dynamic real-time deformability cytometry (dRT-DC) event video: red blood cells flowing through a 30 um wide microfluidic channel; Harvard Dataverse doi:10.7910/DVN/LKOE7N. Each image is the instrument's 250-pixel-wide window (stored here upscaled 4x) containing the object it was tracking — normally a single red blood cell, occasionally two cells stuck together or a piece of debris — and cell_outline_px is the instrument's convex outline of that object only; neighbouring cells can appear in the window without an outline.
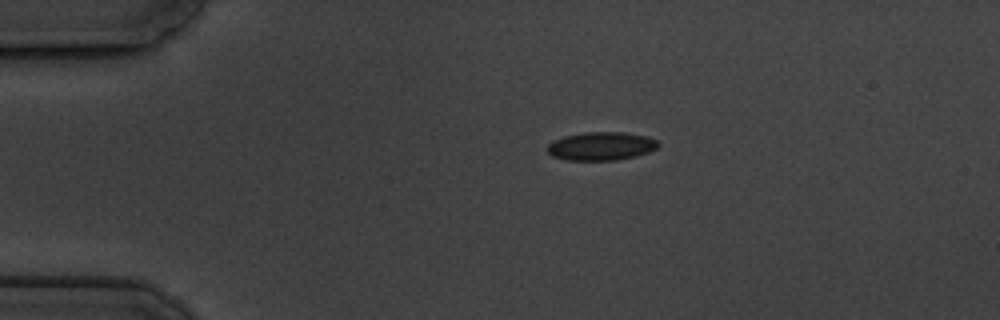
{"species": "common noctule bat (a hibernating species)", "species_latin": "Nyctalus noctula", "temperature_condition": "cold", "stored_images_in_passage": 8, "camera_frame_rate_fps": 3000, "um_per_image_px": 0.085, "animal": {"sex": "male", "body_mass_g": 19.5, "forearm_length_mm": 54.6}, "frame": {"image": 1, "passage_image": 1, "time_ms": 0.0, "image_size_px": [1000, 320], "cell_outline_px": [[660, 144], [656, 148], [648, 152], [636, 156], [616, 160], [568, 160], [552, 156], [548, 152], [548, 144], [552, 140], [564, 136], [584, 132], [624, 132], [644, 136], [656, 140]], "centroid_in_image_um": [51.07, 12.42], "position_along_channel_um": 33.9, "area_um2": 18.26}}
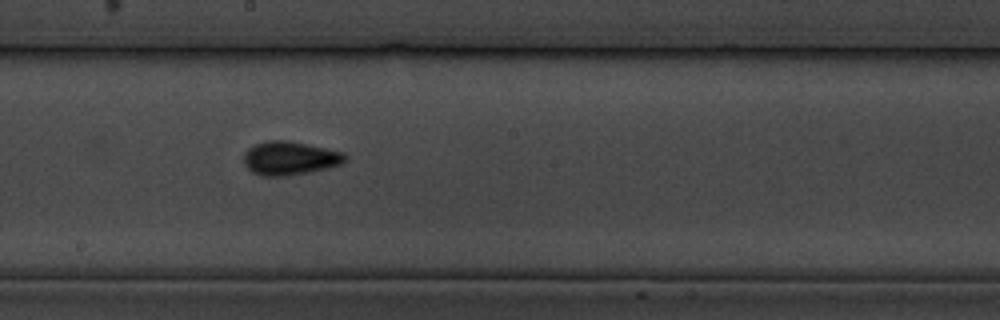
{"frame": {"image": 2, "passage_image": 7, "time_ms": 6.667, "image_size_px": [1000, 320], "cell_outline_px": [[348, 156], [340, 164], [328, 168], [288, 176], [260, 176], [252, 172], [244, 164], [244, 152], [248, 148], [256, 144], [268, 140], [288, 140], [344, 152]], "centroid_in_image_um": [24.61, 13.45], "position_along_channel_um": 223.6, "area_um2": 19.88}}
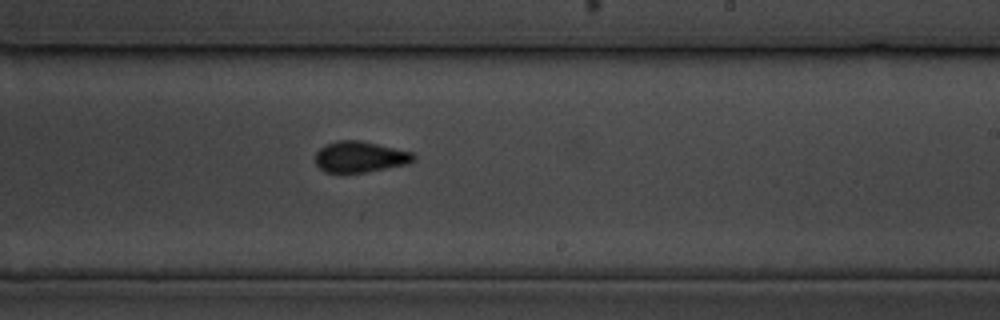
{"frame": {"image": 3, "passage_image": 8, "time_ms": 7.667, "image_size_px": [1000, 320], "cell_outline_px": [[416, 160], [408, 164], [364, 172], [324, 172], [316, 164], [316, 152], [324, 144], [336, 140], [360, 140], [412, 152], [416, 156]], "centroid_in_image_um": [30.6, 13.32], "position_along_channel_um": 258.4, "area_um2": 17.74}}